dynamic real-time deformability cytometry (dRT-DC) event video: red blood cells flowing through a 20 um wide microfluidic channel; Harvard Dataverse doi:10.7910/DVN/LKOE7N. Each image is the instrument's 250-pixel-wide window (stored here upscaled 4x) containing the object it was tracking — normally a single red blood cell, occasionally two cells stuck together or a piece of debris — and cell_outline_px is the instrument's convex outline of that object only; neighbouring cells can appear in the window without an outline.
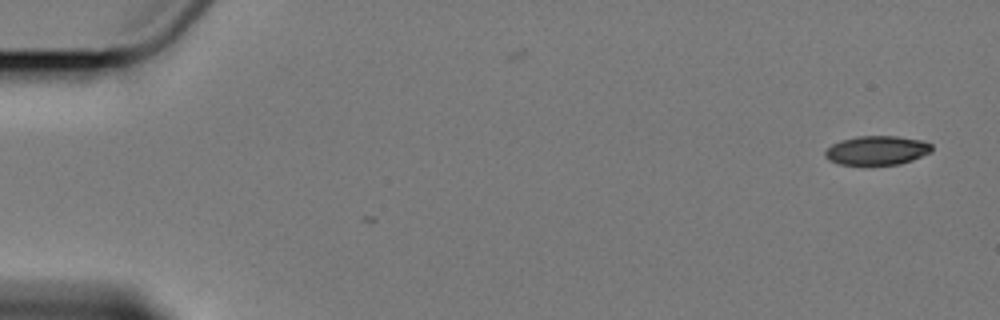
{"species": "Egyptian fruit bat (a non-hibernating species)", "species_latin": "Rousettus aegyptiacus", "temperature_condition": "cold", "stored_images_in_passage": 2, "camera_frame_rate_fps": 3000, "um_per_image_px": 0.085, "animal": {"sex": "female"}, "frame": {"image": 1, "passage_image": 2, "time_ms": 1.333, "image_size_px": [1000, 320], "cell_outline_px": [[932, 152], [912, 160], [900, 164], [864, 168], [840, 164], [828, 160], [824, 156], [824, 152], [832, 144], [856, 136], [896, 136], [924, 140], [932, 144]], "centroid_in_image_um": [74.54, 12.83], "position_along_channel_um": 10.5, "area_um2": 18.9}}